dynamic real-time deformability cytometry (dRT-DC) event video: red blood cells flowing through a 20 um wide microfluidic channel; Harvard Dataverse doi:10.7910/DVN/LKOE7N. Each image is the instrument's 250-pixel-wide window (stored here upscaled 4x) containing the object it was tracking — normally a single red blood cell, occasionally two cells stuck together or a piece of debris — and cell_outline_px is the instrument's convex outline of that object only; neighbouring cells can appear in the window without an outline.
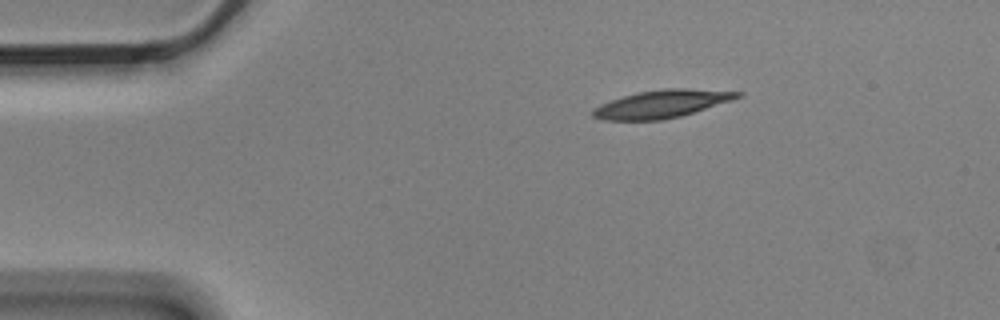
{"species": "Egyptian fruit bat (a non-hibernating species)", "species_latin": "Rousettus aegyptiacus", "temperature_condition": "cold", "stored_images_in_passage": 3, "camera_frame_rate_fps": 3000, "um_per_image_px": 0.085, "animal": {"sex": "male"}, "frame": {"image": 1, "passage_image": 1, "time_ms": 0.0, "image_size_px": [1000, 320], "cell_outline_px": [[744, 96], [732, 100], [680, 116], [664, 120], [604, 120], [592, 116], [592, 108], [600, 104], [636, 92], [664, 88], [688, 88], [744, 92]], "centroid_in_image_um": [56.26, 8.82], "position_along_channel_um": 28.7, "area_um2": 23.47}}
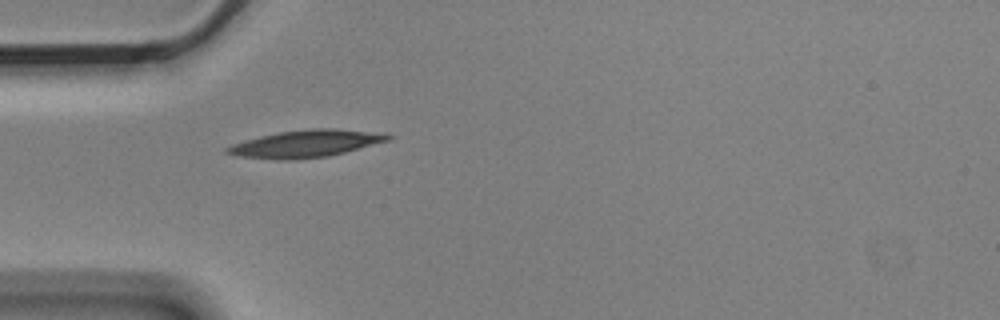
{"frame": {"image": 2, "passage_image": 3, "time_ms": 0.667, "image_size_px": [1000, 320], "cell_outline_px": [[392, 136], [388, 140], [344, 152], [328, 156], [288, 160], [276, 160], [240, 156], [224, 152], [224, 148], [232, 144], [260, 136], [280, 132], [312, 128], [332, 128], [384, 132]], "centroid_in_image_um": [25.99, 12.2], "position_along_channel_um": 59.0, "area_um2": 25.37}}